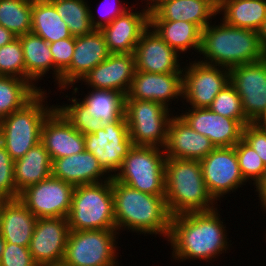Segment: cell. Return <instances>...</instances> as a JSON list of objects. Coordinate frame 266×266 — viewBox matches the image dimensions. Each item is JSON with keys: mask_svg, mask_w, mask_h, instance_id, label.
Masks as SVG:
<instances>
[{"mask_svg": "<svg viewBox=\"0 0 266 266\" xmlns=\"http://www.w3.org/2000/svg\"><path fill=\"white\" fill-rule=\"evenodd\" d=\"M255 123L260 127L266 128V110Z\"/></svg>", "mask_w": 266, "mask_h": 266, "instance_id": "cell-49", "label": "cell"}, {"mask_svg": "<svg viewBox=\"0 0 266 266\" xmlns=\"http://www.w3.org/2000/svg\"><path fill=\"white\" fill-rule=\"evenodd\" d=\"M218 0H163L150 12V20L186 21L204 30L218 14ZM210 21V22H209Z\"/></svg>", "mask_w": 266, "mask_h": 266, "instance_id": "cell-24", "label": "cell"}, {"mask_svg": "<svg viewBox=\"0 0 266 266\" xmlns=\"http://www.w3.org/2000/svg\"><path fill=\"white\" fill-rule=\"evenodd\" d=\"M146 2L145 9L151 12L155 7H157L163 0H144Z\"/></svg>", "mask_w": 266, "mask_h": 266, "instance_id": "cell-48", "label": "cell"}, {"mask_svg": "<svg viewBox=\"0 0 266 266\" xmlns=\"http://www.w3.org/2000/svg\"><path fill=\"white\" fill-rule=\"evenodd\" d=\"M52 176L73 186L101 183L112 178L99 165L98 159L86 150L53 160Z\"/></svg>", "mask_w": 266, "mask_h": 266, "instance_id": "cell-25", "label": "cell"}, {"mask_svg": "<svg viewBox=\"0 0 266 266\" xmlns=\"http://www.w3.org/2000/svg\"><path fill=\"white\" fill-rule=\"evenodd\" d=\"M230 83L241 98L246 118L255 123L266 110V57L231 68Z\"/></svg>", "mask_w": 266, "mask_h": 266, "instance_id": "cell-14", "label": "cell"}, {"mask_svg": "<svg viewBox=\"0 0 266 266\" xmlns=\"http://www.w3.org/2000/svg\"><path fill=\"white\" fill-rule=\"evenodd\" d=\"M71 104L57 105L56 108L65 116V118L83 135L95 133L101 129L104 122L93 117L88 109L74 96L69 97Z\"/></svg>", "mask_w": 266, "mask_h": 266, "instance_id": "cell-36", "label": "cell"}, {"mask_svg": "<svg viewBox=\"0 0 266 266\" xmlns=\"http://www.w3.org/2000/svg\"><path fill=\"white\" fill-rule=\"evenodd\" d=\"M31 20V32L49 44L72 37L68 25L62 20L49 0H32Z\"/></svg>", "mask_w": 266, "mask_h": 266, "instance_id": "cell-31", "label": "cell"}, {"mask_svg": "<svg viewBox=\"0 0 266 266\" xmlns=\"http://www.w3.org/2000/svg\"><path fill=\"white\" fill-rule=\"evenodd\" d=\"M179 116L194 131L209 138L215 147L235 146L243 137L244 125L239 120L223 117L209 108L188 106Z\"/></svg>", "mask_w": 266, "mask_h": 266, "instance_id": "cell-16", "label": "cell"}, {"mask_svg": "<svg viewBox=\"0 0 266 266\" xmlns=\"http://www.w3.org/2000/svg\"><path fill=\"white\" fill-rule=\"evenodd\" d=\"M0 266H38L28 247L5 242Z\"/></svg>", "mask_w": 266, "mask_h": 266, "instance_id": "cell-42", "label": "cell"}, {"mask_svg": "<svg viewBox=\"0 0 266 266\" xmlns=\"http://www.w3.org/2000/svg\"><path fill=\"white\" fill-rule=\"evenodd\" d=\"M165 200L171 216L216 208L217 202L206 188L200 161L166 158Z\"/></svg>", "mask_w": 266, "mask_h": 266, "instance_id": "cell-4", "label": "cell"}, {"mask_svg": "<svg viewBox=\"0 0 266 266\" xmlns=\"http://www.w3.org/2000/svg\"><path fill=\"white\" fill-rule=\"evenodd\" d=\"M256 190L255 192L258 195L259 200H260V206L264 209V212L266 210V172L264 175V178L262 181L255 187Z\"/></svg>", "mask_w": 266, "mask_h": 266, "instance_id": "cell-45", "label": "cell"}, {"mask_svg": "<svg viewBox=\"0 0 266 266\" xmlns=\"http://www.w3.org/2000/svg\"><path fill=\"white\" fill-rule=\"evenodd\" d=\"M200 62L231 69L235 66L263 60L264 54L258 32L230 26L209 24L202 30Z\"/></svg>", "mask_w": 266, "mask_h": 266, "instance_id": "cell-3", "label": "cell"}, {"mask_svg": "<svg viewBox=\"0 0 266 266\" xmlns=\"http://www.w3.org/2000/svg\"><path fill=\"white\" fill-rule=\"evenodd\" d=\"M37 219L18 198L4 199L1 203V236L7 243L29 247Z\"/></svg>", "mask_w": 266, "mask_h": 266, "instance_id": "cell-26", "label": "cell"}, {"mask_svg": "<svg viewBox=\"0 0 266 266\" xmlns=\"http://www.w3.org/2000/svg\"><path fill=\"white\" fill-rule=\"evenodd\" d=\"M183 68L182 98L193 108H208L217 94L230 83V69L225 67L195 59Z\"/></svg>", "mask_w": 266, "mask_h": 266, "instance_id": "cell-11", "label": "cell"}, {"mask_svg": "<svg viewBox=\"0 0 266 266\" xmlns=\"http://www.w3.org/2000/svg\"><path fill=\"white\" fill-rule=\"evenodd\" d=\"M67 222L73 231L117 230L112 178L101 183L75 186Z\"/></svg>", "mask_w": 266, "mask_h": 266, "instance_id": "cell-6", "label": "cell"}, {"mask_svg": "<svg viewBox=\"0 0 266 266\" xmlns=\"http://www.w3.org/2000/svg\"><path fill=\"white\" fill-rule=\"evenodd\" d=\"M171 112L155 101L125 99L124 116L133 146L164 149L169 121L174 116Z\"/></svg>", "mask_w": 266, "mask_h": 266, "instance_id": "cell-8", "label": "cell"}, {"mask_svg": "<svg viewBox=\"0 0 266 266\" xmlns=\"http://www.w3.org/2000/svg\"><path fill=\"white\" fill-rule=\"evenodd\" d=\"M105 37L101 30L75 37V48L70 65L61 74V91L74 87L83 77L109 55Z\"/></svg>", "mask_w": 266, "mask_h": 266, "instance_id": "cell-15", "label": "cell"}, {"mask_svg": "<svg viewBox=\"0 0 266 266\" xmlns=\"http://www.w3.org/2000/svg\"><path fill=\"white\" fill-rule=\"evenodd\" d=\"M215 148L209 138L194 131L179 115L170 119L164 147L166 158L201 161Z\"/></svg>", "mask_w": 266, "mask_h": 266, "instance_id": "cell-23", "label": "cell"}, {"mask_svg": "<svg viewBox=\"0 0 266 266\" xmlns=\"http://www.w3.org/2000/svg\"><path fill=\"white\" fill-rule=\"evenodd\" d=\"M73 37L83 36L94 30L90 19V5L86 0H49ZM88 3V4H87ZM89 5V6H88Z\"/></svg>", "mask_w": 266, "mask_h": 266, "instance_id": "cell-34", "label": "cell"}, {"mask_svg": "<svg viewBox=\"0 0 266 266\" xmlns=\"http://www.w3.org/2000/svg\"><path fill=\"white\" fill-rule=\"evenodd\" d=\"M183 73L135 71L125 99L155 101L167 109L170 102L182 98Z\"/></svg>", "mask_w": 266, "mask_h": 266, "instance_id": "cell-19", "label": "cell"}, {"mask_svg": "<svg viewBox=\"0 0 266 266\" xmlns=\"http://www.w3.org/2000/svg\"><path fill=\"white\" fill-rule=\"evenodd\" d=\"M108 0H103V2L101 3L100 6L102 7H99L100 10L98 13H100V15L97 17L99 19L96 18V16H94L93 14V11L91 10V7H90V19H91V23H92V26L94 29H97V30H101L103 27L109 25L115 18H117L118 16L124 14L127 10H129L131 7L129 6L128 7V4L125 5L126 2L122 4V1L118 0L120 2L117 3L116 0H113L114 2L113 5L111 3L112 0H110V2H107ZM105 2V3H104ZM104 3V4H103ZM108 3L107 5V8L104 10V8L106 7V4ZM111 3V5H110ZM118 4V5H116ZM127 6V7H126ZM104 7V8H103ZM108 9V10H107ZM104 12V13H103ZM101 17V19H100Z\"/></svg>", "mask_w": 266, "mask_h": 266, "instance_id": "cell-43", "label": "cell"}, {"mask_svg": "<svg viewBox=\"0 0 266 266\" xmlns=\"http://www.w3.org/2000/svg\"><path fill=\"white\" fill-rule=\"evenodd\" d=\"M45 91H39L21 109L0 120V142L13 161L40 143L43 122L56 108L45 102L48 100Z\"/></svg>", "mask_w": 266, "mask_h": 266, "instance_id": "cell-5", "label": "cell"}, {"mask_svg": "<svg viewBox=\"0 0 266 266\" xmlns=\"http://www.w3.org/2000/svg\"><path fill=\"white\" fill-rule=\"evenodd\" d=\"M135 69L148 73H183L179 53L149 26L134 50ZM181 66V67H180Z\"/></svg>", "mask_w": 266, "mask_h": 266, "instance_id": "cell-18", "label": "cell"}, {"mask_svg": "<svg viewBox=\"0 0 266 266\" xmlns=\"http://www.w3.org/2000/svg\"><path fill=\"white\" fill-rule=\"evenodd\" d=\"M217 12L230 26L258 31L266 19V0H218Z\"/></svg>", "mask_w": 266, "mask_h": 266, "instance_id": "cell-29", "label": "cell"}, {"mask_svg": "<svg viewBox=\"0 0 266 266\" xmlns=\"http://www.w3.org/2000/svg\"><path fill=\"white\" fill-rule=\"evenodd\" d=\"M40 142L52 161L85 150L84 135L57 108L44 120Z\"/></svg>", "mask_w": 266, "mask_h": 266, "instance_id": "cell-20", "label": "cell"}, {"mask_svg": "<svg viewBox=\"0 0 266 266\" xmlns=\"http://www.w3.org/2000/svg\"><path fill=\"white\" fill-rule=\"evenodd\" d=\"M75 186L52 175L19 193L18 199L39 218H67Z\"/></svg>", "mask_w": 266, "mask_h": 266, "instance_id": "cell-12", "label": "cell"}, {"mask_svg": "<svg viewBox=\"0 0 266 266\" xmlns=\"http://www.w3.org/2000/svg\"><path fill=\"white\" fill-rule=\"evenodd\" d=\"M116 229L137 234L160 235L166 240L170 234L171 215L165 196L151 195L133 189L112 177Z\"/></svg>", "mask_w": 266, "mask_h": 266, "instance_id": "cell-2", "label": "cell"}, {"mask_svg": "<svg viewBox=\"0 0 266 266\" xmlns=\"http://www.w3.org/2000/svg\"><path fill=\"white\" fill-rule=\"evenodd\" d=\"M40 266H69V265L64 261H59V262L45 263Z\"/></svg>", "mask_w": 266, "mask_h": 266, "instance_id": "cell-50", "label": "cell"}, {"mask_svg": "<svg viewBox=\"0 0 266 266\" xmlns=\"http://www.w3.org/2000/svg\"><path fill=\"white\" fill-rule=\"evenodd\" d=\"M219 210L199 211L178 214L171 217L170 242L172 258L175 261L216 259L226 253L229 243L224 220Z\"/></svg>", "mask_w": 266, "mask_h": 266, "instance_id": "cell-1", "label": "cell"}, {"mask_svg": "<svg viewBox=\"0 0 266 266\" xmlns=\"http://www.w3.org/2000/svg\"><path fill=\"white\" fill-rule=\"evenodd\" d=\"M133 8L101 29L111 54H133L142 33L150 26V12L145 8L136 12Z\"/></svg>", "mask_w": 266, "mask_h": 266, "instance_id": "cell-22", "label": "cell"}, {"mask_svg": "<svg viewBox=\"0 0 266 266\" xmlns=\"http://www.w3.org/2000/svg\"><path fill=\"white\" fill-rule=\"evenodd\" d=\"M0 235H1V203H0Z\"/></svg>", "mask_w": 266, "mask_h": 266, "instance_id": "cell-52", "label": "cell"}, {"mask_svg": "<svg viewBox=\"0 0 266 266\" xmlns=\"http://www.w3.org/2000/svg\"><path fill=\"white\" fill-rule=\"evenodd\" d=\"M133 54H110L81 80L91 89L113 90L127 95L135 73Z\"/></svg>", "mask_w": 266, "mask_h": 266, "instance_id": "cell-21", "label": "cell"}, {"mask_svg": "<svg viewBox=\"0 0 266 266\" xmlns=\"http://www.w3.org/2000/svg\"><path fill=\"white\" fill-rule=\"evenodd\" d=\"M14 181L19 193L52 175V160L40 142L32 147L22 158L14 161Z\"/></svg>", "mask_w": 266, "mask_h": 266, "instance_id": "cell-28", "label": "cell"}, {"mask_svg": "<svg viewBox=\"0 0 266 266\" xmlns=\"http://www.w3.org/2000/svg\"><path fill=\"white\" fill-rule=\"evenodd\" d=\"M208 108L223 117L239 120L244 126L251 123L246 118L241 98L231 83L217 94Z\"/></svg>", "mask_w": 266, "mask_h": 266, "instance_id": "cell-38", "label": "cell"}, {"mask_svg": "<svg viewBox=\"0 0 266 266\" xmlns=\"http://www.w3.org/2000/svg\"><path fill=\"white\" fill-rule=\"evenodd\" d=\"M165 161L162 148L133 146L113 178L141 192L165 196Z\"/></svg>", "mask_w": 266, "mask_h": 266, "instance_id": "cell-7", "label": "cell"}, {"mask_svg": "<svg viewBox=\"0 0 266 266\" xmlns=\"http://www.w3.org/2000/svg\"><path fill=\"white\" fill-rule=\"evenodd\" d=\"M117 234V230H70L63 261L69 266L119 265Z\"/></svg>", "mask_w": 266, "mask_h": 266, "instance_id": "cell-9", "label": "cell"}, {"mask_svg": "<svg viewBox=\"0 0 266 266\" xmlns=\"http://www.w3.org/2000/svg\"><path fill=\"white\" fill-rule=\"evenodd\" d=\"M259 36V41L264 54L266 55V19L263 21L260 29L257 31Z\"/></svg>", "mask_w": 266, "mask_h": 266, "instance_id": "cell-47", "label": "cell"}, {"mask_svg": "<svg viewBox=\"0 0 266 266\" xmlns=\"http://www.w3.org/2000/svg\"><path fill=\"white\" fill-rule=\"evenodd\" d=\"M17 36L8 29L0 26V47L11 43Z\"/></svg>", "mask_w": 266, "mask_h": 266, "instance_id": "cell-46", "label": "cell"}, {"mask_svg": "<svg viewBox=\"0 0 266 266\" xmlns=\"http://www.w3.org/2000/svg\"><path fill=\"white\" fill-rule=\"evenodd\" d=\"M54 62L56 85L61 89V74L70 65L75 48V37L61 39L49 44Z\"/></svg>", "mask_w": 266, "mask_h": 266, "instance_id": "cell-40", "label": "cell"}, {"mask_svg": "<svg viewBox=\"0 0 266 266\" xmlns=\"http://www.w3.org/2000/svg\"><path fill=\"white\" fill-rule=\"evenodd\" d=\"M69 232L65 217L37 219L28 248L38 266L63 261Z\"/></svg>", "mask_w": 266, "mask_h": 266, "instance_id": "cell-17", "label": "cell"}, {"mask_svg": "<svg viewBox=\"0 0 266 266\" xmlns=\"http://www.w3.org/2000/svg\"><path fill=\"white\" fill-rule=\"evenodd\" d=\"M84 98H77L89 111V113L102 120L111 123L120 118H125V95L118 91L92 89Z\"/></svg>", "mask_w": 266, "mask_h": 266, "instance_id": "cell-32", "label": "cell"}, {"mask_svg": "<svg viewBox=\"0 0 266 266\" xmlns=\"http://www.w3.org/2000/svg\"><path fill=\"white\" fill-rule=\"evenodd\" d=\"M242 139L257 152L266 166V128L248 123L243 128Z\"/></svg>", "mask_w": 266, "mask_h": 266, "instance_id": "cell-44", "label": "cell"}, {"mask_svg": "<svg viewBox=\"0 0 266 266\" xmlns=\"http://www.w3.org/2000/svg\"><path fill=\"white\" fill-rule=\"evenodd\" d=\"M200 164L206 188L216 202L247 184L241 174L234 146L216 147Z\"/></svg>", "mask_w": 266, "mask_h": 266, "instance_id": "cell-13", "label": "cell"}, {"mask_svg": "<svg viewBox=\"0 0 266 266\" xmlns=\"http://www.w3.org/2000/svg\"><path fill=\"white\" fill-rule=\"evenodd\" d=\"M0 76H13L25 80L24 54L18 37L0 47Z\"/></svg>", "mask_w": 266, "mask_h": 266, "instance_id": "cell-39", "label": "cell"}, {"mask_svg": "<svg viewBox=\"0 0 266 266\" xmlns=\"http://www.w3.org/2000/svg\"><path fill=\"white\" fill-rule=\"evenodd\" d=\"M14 161L0 142V196L3 199H16L14 181Z\"/></svg>", "mask_w": 266, "mask_h": 266, "instance_id": "cell-41", "label": "cell"}, {"mask_svg": "<svg viewBox=\"0 0 266 266\" xmlns=\"http://www.w3.org/2000/svg\"><path fill=\"white\" fill-rule=\"evenodd\" d=\"M37 93L27 80L0 76V120L21 109Z\"/></svg>", "mask_w": 266, "mask_h": 266, "instance_id": "cell-33", "label": "cell"}, {"mask_svg": "<svg viewBox=\"0 0 266 266\" xmlns=\"http://www.w3.org/2000/svg\"><path fill=\"white\" fill-rule=\"evenodd\" d=\"M4 248H5V241H4L3 237L0 235V257L3 253Z\"/></svg>", "mask_w": 266, "mask_h": 266, "instance_id": "cell-51", "label": "cell"}, {"mask_svg": "<svg viewBox=\"0 0 266 266\" xmlns=\"http://www.w3.org/2000/svg\"><path fill=\"white\" fill-rule=\"evenodd\" d=\"M241 174L246 182L253 181L257 186L264 178L266 166L257 152L241 139L235 146Z\"/></svg>", "mask_w": 266, "mask_h": 266, "instance_id": "cell-37", "label": "cell"}, {"mask_svg": "<svg viewBox=\"0 0 266 266\" xmlns=\"http://www.w3.org/2000/svg\"><path fill=\"white\" fill-rule=\"evenodd\" d=\"M23 48L25 61V80H27L38 92L43 91L35 85L38 80H42L45 74L50 70L53 71L54 79V62L50 51L49 43L40 36L32 32L18 36ZM36 86V87H35Z\"/></svg>", "mask_w": 266, "mask_h": 266, "instance_id": "cell-27", "label": "cell"}, {"mask_svg": "<svg viewBox=\"0 0 266 266\" xmlns=\"http://www.w3.org/2000/svg\"><path fill=\"white\" fill-rule=\"evenodd\" d=\"M84 140L85 150L98 159L99 165L110 177H114L133 147L125 118L104 123L95 133L84 135Z\"/></svg>", "mask_w": 266, "mask_h": 266, "instance_id": "cell-10", "label": "cell"}, {"mask_svg": "<svg viewBox=\"0 0 266 266\" xmlns=\"http://www.w3.org/2000/svg\"><path fill=\"white\" fill-rule=\"evenodd\" d=\"M3 200H4V199L0 196V203H2Z\"/></svg>", "mask_w": 266, "mask_h": 266, "instance_id": "cell-53", "label": "cell"}, {"mask_svg": "<svg viewBox=\"0 0 266 266\" xmlns=\"http://www.w3.org/2000/svg\"><path fill=\"white\" fill-rule=\"evenodd\" d=\"M150 26L178 53H187L190 49L200 52L202 30L196 24L181 20H150Z\"/></svg>", "mask_w": 266, "mask_h": 266, "instance_id": "cell-30", "label": "cell"}, {"mask_svg": "<svg viewBox=\"0 0 266 266\" xmlns=\"http://www.w3.org/2000/svg\"><path fill=\"white\" fill-rule=\"evenodd\" d=\"M32 0H0V26L14 35L31 32Z\"/></svg>", "mask_w": 266, "mask_h": 266, "instance_id": "cell-35", "label": "cell"}]
</instances>
